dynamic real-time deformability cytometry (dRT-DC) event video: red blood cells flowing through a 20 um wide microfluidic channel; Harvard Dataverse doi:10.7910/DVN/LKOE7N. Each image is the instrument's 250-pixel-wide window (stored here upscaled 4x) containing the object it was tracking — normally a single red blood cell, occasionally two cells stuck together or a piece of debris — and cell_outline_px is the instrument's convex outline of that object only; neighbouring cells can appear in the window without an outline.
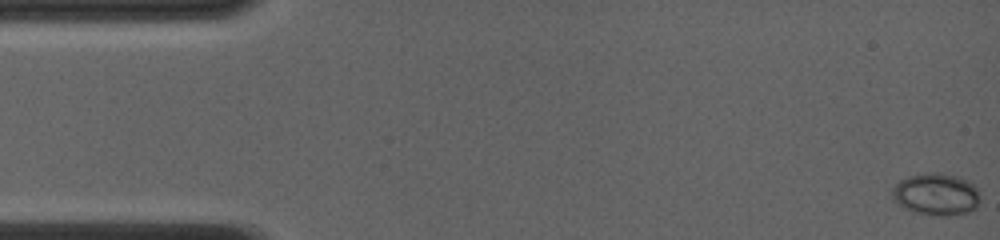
{"species": "common noctule bat (a hibernating species)", "species_latin": "Nyctalus noctula", "temperature_condition": "room temperature", "stored_images_in_passage": 62, "camera_frame_rate_fps": 4000, "um_per_image_px": 0.085, "animal": {"sex": "female", "body_mass_g": 19.0, "forearm_length_mm": 56.7}, "frame": {"image": 1, "passage_image": 1, "time_ms": 0.0, "image_size_px": [1000, 240], "cell_outline_px": [[980, 196], [976, 208], [968, 212], [948, 216], [944, 216], [916, 212], [904, 208], [892, 200], [892, 188], [900, 180], [908, 176], [924, 172], [936, 172], [956, 176], [968, 180], [976, 188]], "centroid_in_image_um": [79.55, 16.5], "position_along_channel_um": 5.4, "area_um2": 21.62}}
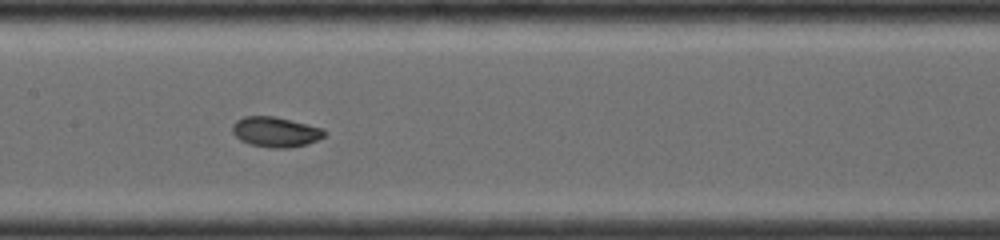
{"frame": {"image": 2, "passage_image": 31, "time_ms": 7.5, "image_size_px": [1000, 240], "cell_outline_px": [[324, 136], [316, 140], [304, 144], [288, 148], [268, 148], [248, 144], [240, 140], [232, 132], [232, 124], [236, 120], [244, 116], [272, 116], [308, 124], [324, 128]], "centroid_in_image_um": [23.37, 11.21], "position_along_channel_um": 184.0, "area_um2": 16.13}}
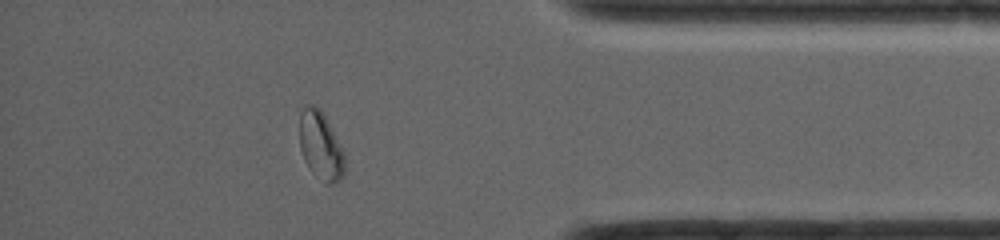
{"frame": {"image": 3, "passage_image": 54, "time_ms": 13.25, "image_size_px": [1000, 240], "cell_outline_px": [[344, 176], [340, 180], [332, 184], [324, 184], [308, 168], [304, 160], [300, 148], [300, 112], [304, 104], [312, 104], [320, 108], [344, 152]], "centroid_in_image_um": [27.24, 12.4], "position_along_channel_um": 408.0, "area_um2": 18.03}, "authors_computed_cell_mechanics": {"area_um2": 16.7909, "velocity_mm_per_s": 4.1542, "shape_relaxation_time_tau1_ms": 3.5312, "shape_relaxation_time_tau2_ms": null, "deformation_change_tau1": 0.1594, "deformation_change_tau2": null}}